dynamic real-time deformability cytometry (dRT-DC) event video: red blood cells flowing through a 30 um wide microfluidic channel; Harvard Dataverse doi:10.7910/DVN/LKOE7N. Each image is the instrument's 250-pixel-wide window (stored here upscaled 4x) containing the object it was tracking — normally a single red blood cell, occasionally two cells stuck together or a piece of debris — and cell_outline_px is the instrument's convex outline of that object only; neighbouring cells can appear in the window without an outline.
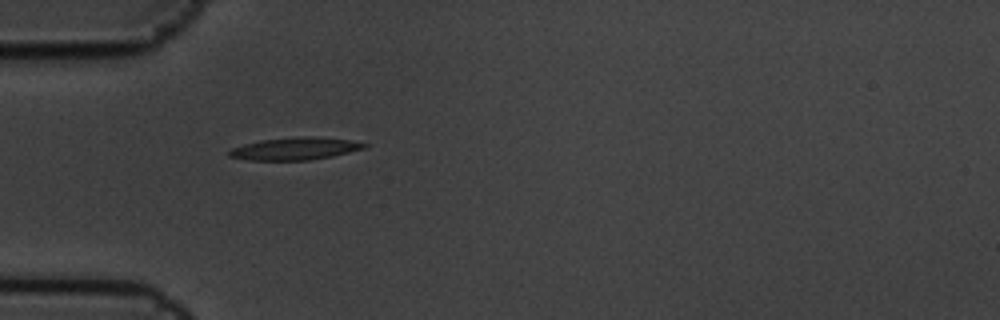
{"species": "common noctule bat (a hibernating species)", "species_latin": "Nyctalus noctula", "temperature_condition": "cold", "stored_images_in_passage": 2, "camera_frame_rate_fps": 3000, "um_per_image_px": 0.085, "animal": {"sex": "male", "body_mass_g": 19.5, "forearm_length_mm": 54.6}, "frame": {"image": 1, "passage_image": 1, "time_ms": 0.0, "image_size_px": [1000, 320], "cell_outline_px": [[368, 144], [364, 148], [332, 156], [308, 160], [248, 160], [228, 156], [228, 152], [232, 148], [244, 144], [260, 140], [312, 136], [352, 140]], "centroid_in_image_um": [25.06, 12.64], "position_along_channel_um": 59.9, "area_um2": 17.4}}